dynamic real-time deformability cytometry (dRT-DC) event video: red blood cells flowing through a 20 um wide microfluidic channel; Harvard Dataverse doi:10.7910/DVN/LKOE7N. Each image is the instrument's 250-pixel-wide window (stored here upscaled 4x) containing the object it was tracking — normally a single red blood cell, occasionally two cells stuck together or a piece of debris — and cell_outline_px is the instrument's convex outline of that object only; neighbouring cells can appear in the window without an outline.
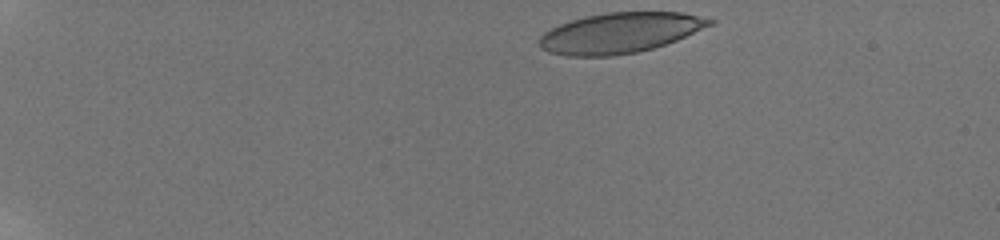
{"species": "human", "species_latin": "Homo sapiens", "temperature_condition": "room temperature", "stored_images_in_passage": 46, "camera_frame_rate_fps": 3000, "um_per_image_px": 0.085, "donor": {"sex": "male"}, "frame": {"image": 1, "passage_image": 1, "time_ms": 0.0, "image_size_px": [1000, 240], "cell_outline_px": [[716, 24], [676, 40], [652, 48], [636, 52], [612, 56], [568, 56], [548, 52], [540, 48], [540, 36], [544, 32], [560, 24], [584, 16], [608, 12], [680, 12], [716, 20]], "centroid_in_image_um": [52.71, 2.79], "position_along_channel_um": 32.3, "area_um2": 40.0}}
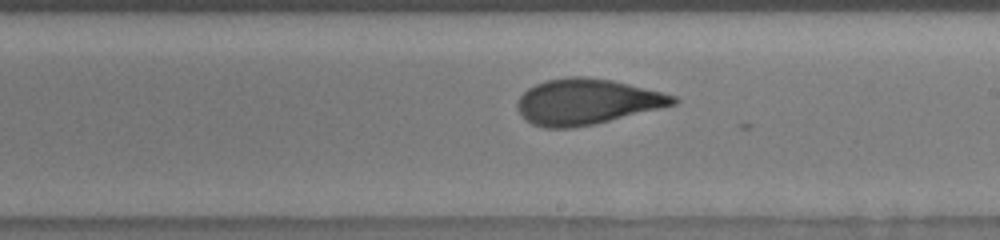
{"frame": {"image": 2, "passage_image": 26, "time_ms": 8.333, "image_size_px": [1000, 240], "cell_outline_px": [[680, 100], [676, 104], [592, 124], [572, 128], [544, 128], [532, 124], [516, 108], [516, 104], [520, 96], [528, 88], [544, 80], [568, 76], [584, 76], [612, 80], [676, 96]], "centroid_in_image_um": [49.84, 8.63], "position_along_channel_um": 239.2, "area_um2": 41.04}}
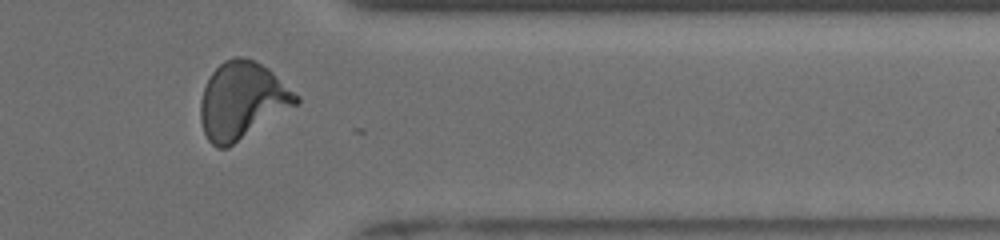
{"frame": {"image": 3, "passage_image": 38, "time_ms": 12.333, "image_size_px": [1000, 240], "cell_outline_px": [[300, 100], [296, 104], [228, 148], [216, 148], [208, 140], [204, 132], [200, 120], [200, 100], [204, 88], [212, 72], [224, 60], [236, 56], [244, 56], [268, 68], [300, 96]], "centroid_in_image_um": [20.55, 8.55], "position_along_channel_um": 390.8, "area_um2": 42.54}, "authors_computed_cell_mechanics": {"area_um2": 41.0669, "velocity_mm_per_s": 3.8711, "shape_relaxation_time_tau1_ms": 6.1329, "shape_relaxation_time_tau2_ms": 0.8855, "deformation_change_tau1": 0.2343, "deformation_change_tau2": 0.0755}}